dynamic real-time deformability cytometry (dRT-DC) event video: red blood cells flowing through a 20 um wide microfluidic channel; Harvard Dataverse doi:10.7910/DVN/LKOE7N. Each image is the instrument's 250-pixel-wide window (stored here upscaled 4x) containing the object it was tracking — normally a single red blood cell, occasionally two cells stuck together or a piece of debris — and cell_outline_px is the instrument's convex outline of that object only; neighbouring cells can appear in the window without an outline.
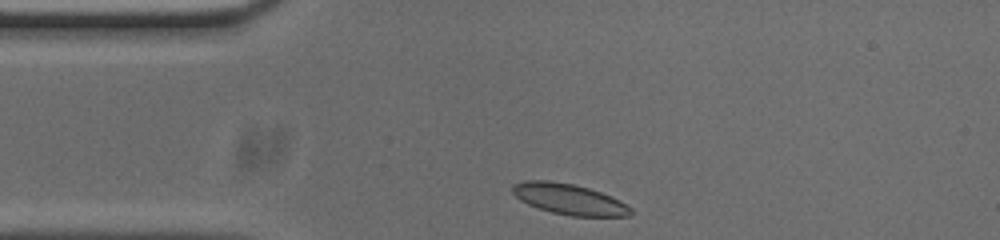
{"species": "common noctule bat (a hibernating species)", "species_latin": "Nyctalus noctula", "temperature_condition": "cold", "stored_images_in_passage": 32, "camera_frame_rate_fps": 3000, "um_per_image_px": 0.085, "animal": {"sex": "male", "body_mass_g": 20.0, "forearm_length_mm": 53.3}, "frame": {"image": 1, "passage_image": 1, "time_ms": 0.0, "image_size_px": [1000, 240], "cell_outline_px": [[632, 216], [572, 216], [552, 212], [536, 208], [520, 200], [512, 192], [512, 184], [524, 180], [548, 180], [572, 184], [588, 188], [600, 192], [632, 208]], "centroid_in_image_um": [48.32, 16.93], "position_along_channel_um": 36.7, "area_um2": 20.98}}
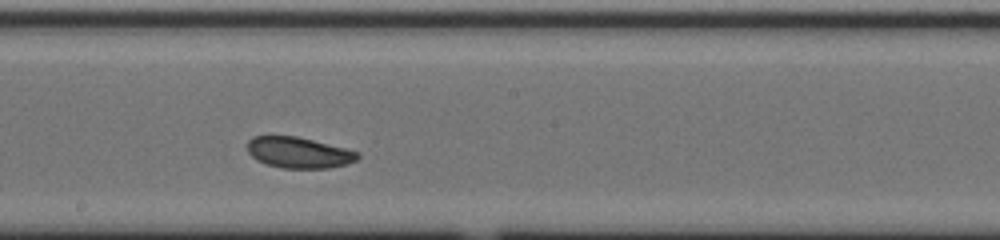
{"frame": {"image": 2, "passage_image": 18, "time_ms": 5.667, "image_size_px": [1000, 240], "cell_outline_px": [[360, 156], [356, 160], [348, 164], [328, 168], [284, 168], [268, 164], [256, 160], [248, 152], [248, 140], [252, 136], [296, 136], [360, 152]], "centroid_in_image_um": [25.4, 12.97], "position_along_channel_um": 222.8, "area_um2": 19.77}}
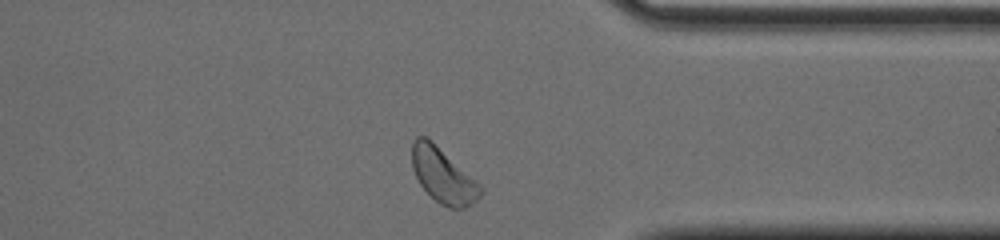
{"frame": {"image": 3, "passage_image": 31, "time_ms": 10.0, "image_size_px": [1000, 240], "cell_outline_px": [[484, 192], [472, 204], [464, 208], [448, 208], [440, 204], [420, 184], [412, 168], [412, 144], [416, 136], [428, 136], [480, 184], [484, 188]], "centroid_in_image_um": [37.67, 14.9], "position_along_channel_um": 373.7, "area_um2": 21.91}, "authors_computed_cell_mechanics": {"area_um2": 20.3167, "velocity_mm_per_s": 3.7029, "shape_relaxation_time_tau1_ms": 8.6372, "shape_relaxation_time_tau2_ms": 2.5715, "deformation_change_tau1": 0.1532, "deformation_change_tau2": 0.0482}}